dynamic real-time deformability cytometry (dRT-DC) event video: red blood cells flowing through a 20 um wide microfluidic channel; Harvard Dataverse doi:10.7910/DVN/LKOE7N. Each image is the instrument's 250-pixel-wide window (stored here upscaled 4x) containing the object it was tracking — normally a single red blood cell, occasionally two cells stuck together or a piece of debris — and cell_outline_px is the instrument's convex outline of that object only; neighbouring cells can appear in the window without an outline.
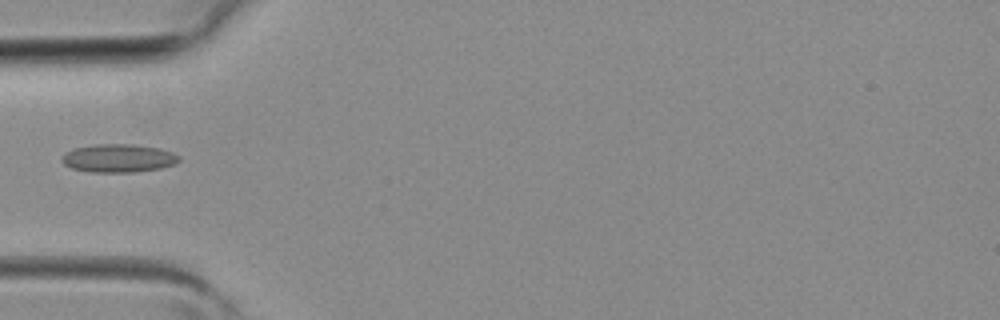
{"species": "common noctule bat (a hibernating species)", "species_latin": "Nyctalus noctula", "temperature_condition": "room temperature", "stored_images_in_passage": 3, "camera_frame_rate_fps": 3000, "um_per_image_px": 0.085, "animal": {"sex": "female", "body_mass_g": 19.3, "forearm_length_mm": 54.1}, "frame": {"image": 1, "passage_image": 3, "time_ms": 0.667, "image_size_px": [1000, 320], "cell_outline_px": [[180, 160], [176, 164], [160, 168], [136, 172], [88, 172], [72, 168], [64, 164], [60, 160], [60, 156], [64, 152], [72, 148], [92, 144], [132, 144], [160, 148], [172, 152], [180, 156]], "centroid_in_image_um": [10.03, 13.44], "position_along_channel_um": 75.0, "area_um2": 19.65}}